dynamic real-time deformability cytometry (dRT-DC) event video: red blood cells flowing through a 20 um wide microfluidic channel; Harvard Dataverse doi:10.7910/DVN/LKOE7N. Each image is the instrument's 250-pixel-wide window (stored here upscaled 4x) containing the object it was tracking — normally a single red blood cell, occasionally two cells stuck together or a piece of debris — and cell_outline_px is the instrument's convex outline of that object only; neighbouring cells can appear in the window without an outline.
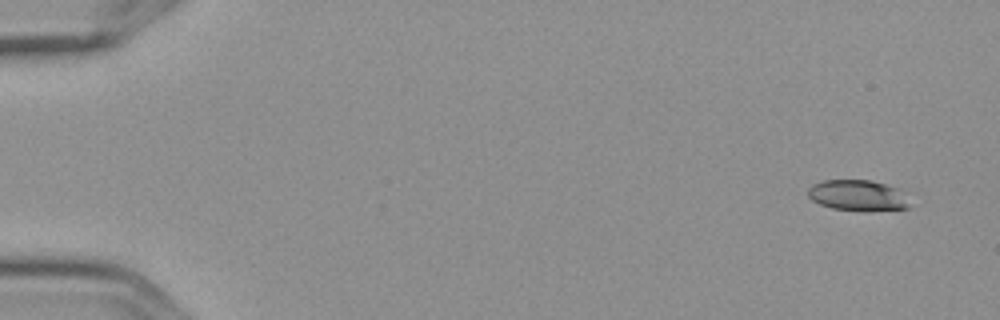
{"species": "Egyptian fruit bat (a non-hibernating species)", "species_latin": "Rousettus aegyptiacus", "temperature_condition": "cold", "stored_images_in_passage": 6, "camera_frame_rate_fps": 3000, "um_per_image_px": 0.085, "frame": {"image": 1, "passage_image": 2, "time_ms": 0.333, "image_size_px": [1000, 320], "cell_outline_px": [[916, 192], [912, 204], [908, 208], [864, 212], [832, 208], [820, 204], [812, 200], [808, 196], [808, 188], [812, 184], [820, 180], [872, 180]], "centroid_in_image_um": [73.12, 16.61], "position_along_channel_um": 11.9, "area_um2": 19.59}}
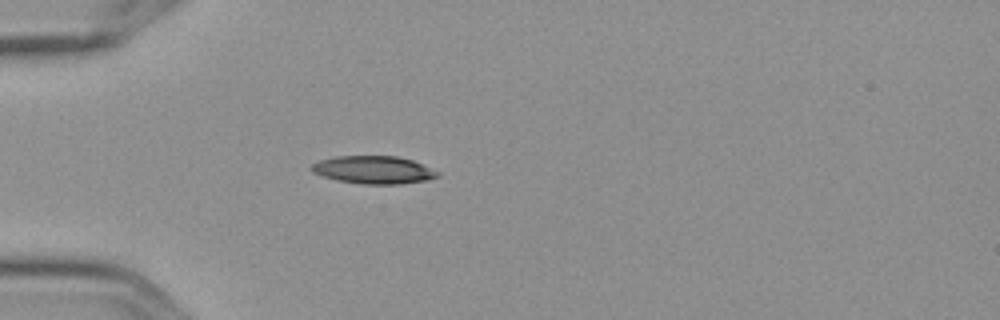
{"frame": {"image": 2, "passage_image": 6, "time_ms": 1.667, "image_size_px": [1000, 320], "cell_outline_px": [[440, 176], [428, 180], [400, 184], [360, 184], [336, 180], [320, 176], [312, 172], [308, 168], [312, 164], [320, 160], [336, 156], [396, 156], [412, 160], [424, 164], [440, 172]], "centroid_in_image_um": [31.75, 14.44], "position_along_channel_um": 53.2, "area_um2": 20.75}}